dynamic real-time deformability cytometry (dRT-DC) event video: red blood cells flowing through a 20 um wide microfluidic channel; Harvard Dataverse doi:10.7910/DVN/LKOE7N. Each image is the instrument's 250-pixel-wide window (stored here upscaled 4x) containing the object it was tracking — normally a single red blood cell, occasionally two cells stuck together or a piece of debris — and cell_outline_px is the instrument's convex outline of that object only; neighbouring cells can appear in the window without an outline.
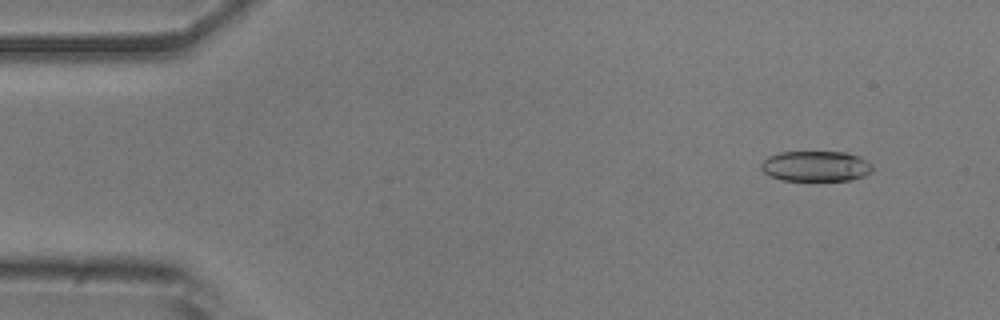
{"species": "common noctule bat (a hibernating species)", "species_latin": "Nyctalus noctula", "temperature_condition": "room temperature", "stored_images_in_passage": 53, "camera_frame_rate_fps": 3000, "um_per_image_px": 0.085, "animal": {"sex": "male", "body_mass_g": 20.5, "forearm_length_mm": 52.5}, "frame": {"image": 1, "passage_image": 5, "time_ms": 1.333, "image_size_px": [1000, 320], "cell_outline_px": [[872, 172], [864, 176], [852, 180], [780, 180], [764, 172], [760, 168], [760, 164], [768, 156], [780, 152], [848, 152], [860, 156], [868, 160], [872, 164]], "centroid_in_image_um": [69.38, 14.12], "position_along_channel_um": 15.6, "area_um2": 19.94}}
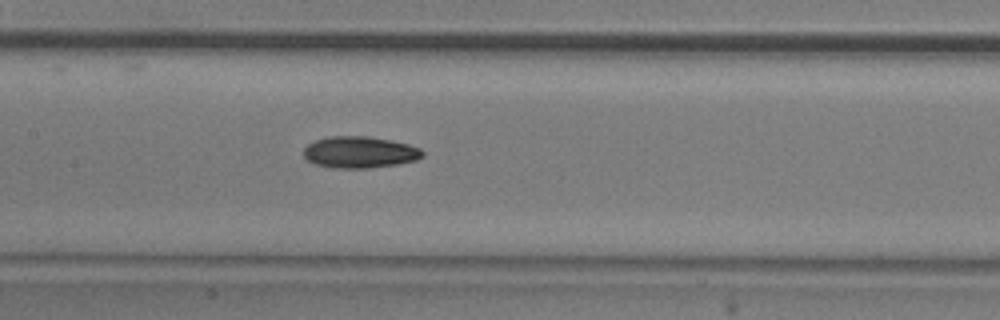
{"frame": {"image": 2, "passage_image": 25, "time_ms": 8.0, "image_size_px": [1000, 320], "cell_outline_px": [[424, 156], [416, 160], [396, 164], [368, 168], [332, 168], [316, 164], [308, 160], [304, 156], [304, 148], [308, 144], [316, 140], [328, 136], [368, 136], [392, 140], [408, 144], [420, 148], [424, 152]], "centroid_in_image_um": [30.59, 12.93], "position_along_channel_um": 176.8, "area_um2": 21.91}}
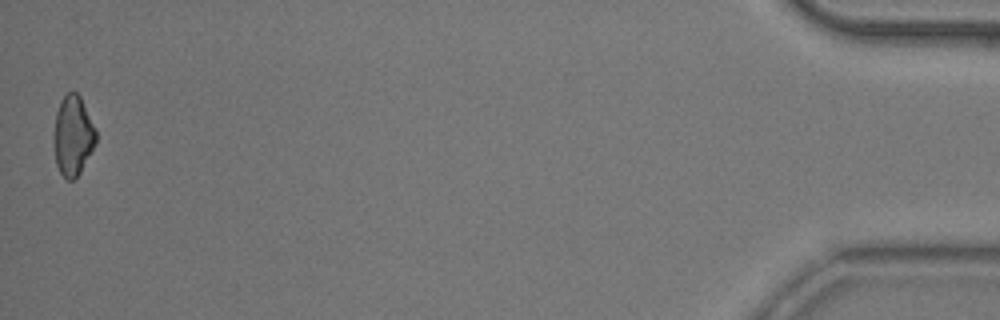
{"frame": {"image": 3, "passage_image": 52, "time_ms": 17.0, "image_size_px": [1000, 320], "cell_outline_px": [[96, 144], [80, 172], [72, 180], [68, 180], [60, 172], [56, 164], [52, 140], [56, 112], [60, 100], [68, 92], [76, 92], [80, 96], [96, 128]], "centroid_in_image_um": [6.19, 11.52], "position_along_channel_um": 429.0, "area_um2": 19.83}}